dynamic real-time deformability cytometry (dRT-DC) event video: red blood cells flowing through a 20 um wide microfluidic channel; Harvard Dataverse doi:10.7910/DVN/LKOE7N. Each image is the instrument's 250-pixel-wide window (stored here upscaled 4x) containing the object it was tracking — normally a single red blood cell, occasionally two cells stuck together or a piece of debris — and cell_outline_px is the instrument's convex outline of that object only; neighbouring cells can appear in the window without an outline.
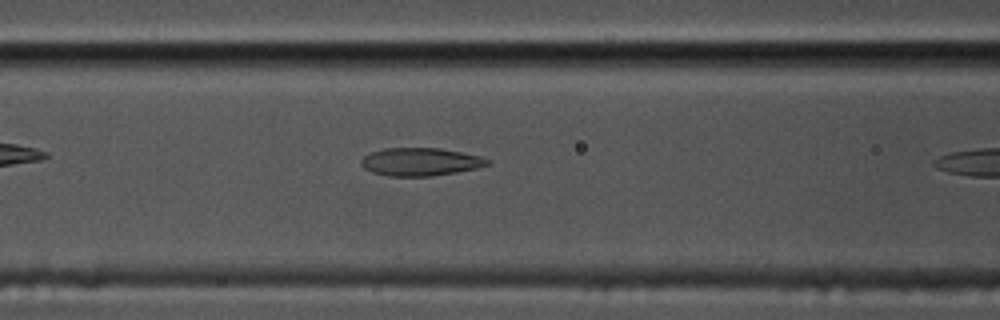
{"species": "common noctule bat (a hibernating species)", "species_latin": "Nyctalus noctula", "temperature_condition": "cold", "stored_images_in_passage": 11, "camera_frame_rate_fps": 3000, "um_per_image_px": 0.085, "animal": {"sex": "male", "body_mass_g": 17.5, "forearm_length_mm": 52.3}, "frame": {"image": 1, "passage_image": 10, "time_ms": 3.0, "image_size_px": [1000, 320], "cell_outline_px": [[492, 164], [476, 168], [456, 172], [432, 176], [388, 176], [372, 172], [364, 168], [360, 164], [360, 160], [364, 156], [372, 152], [384, 148], [440, 148], [480, 156], [492, 160]], "centroid_in_image_um": [35.75, 13.75], "position_along_channel_um": 130.9, "area_um2": 20.63}}